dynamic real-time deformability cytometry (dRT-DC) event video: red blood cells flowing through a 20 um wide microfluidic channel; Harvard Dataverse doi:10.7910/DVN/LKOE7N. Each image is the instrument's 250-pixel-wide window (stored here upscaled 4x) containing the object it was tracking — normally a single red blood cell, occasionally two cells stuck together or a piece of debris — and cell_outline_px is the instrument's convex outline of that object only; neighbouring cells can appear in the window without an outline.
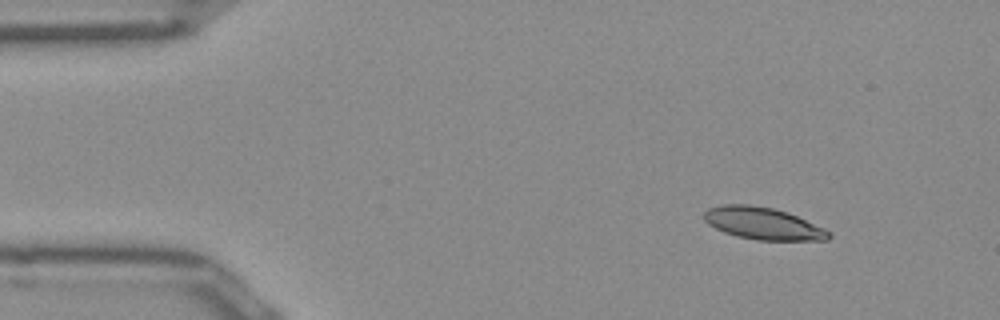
{"species": "Egyptian fruit bat (a non-hibernating species)", "species_latin": "Rousettus aegyptiacus", "temperature_condition": "room temperature", "stored_images_in_passage": 47, "segment_of_instrument_passage": [1, 2], "camera_frame_rate_fps": 3000, "um_per_image_px": 0.085, "frame": {"image": 1, "passage_image": 1, "time_ms": 0.0, "image_size_px": [1000, 320], "cell_outline_px": [[832, 236], [828, 240], [756, 240], [736, 236], [724, 232], [708, 224], [704, 220], [704, 212], [708, 208], [720, 204], [748, 204], [772, 208], [788, 212], [824, 228], [832, 232]], "centroid_in_image_um": [64.85, 18.99], "position_along_channel_um": 20.1, "area_um2": 23.47}}
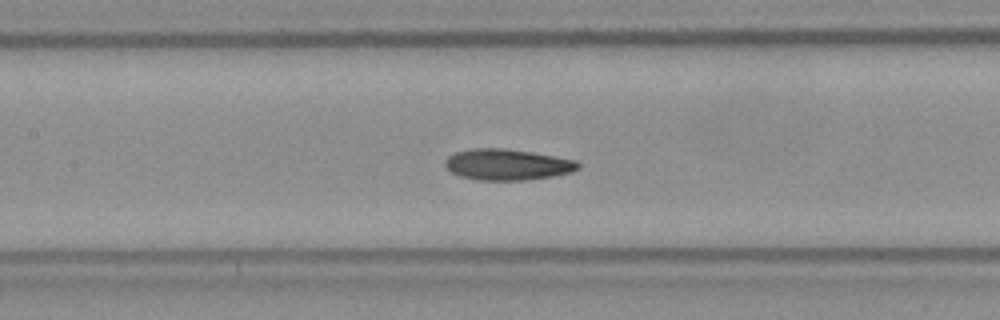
{"frame": {"image": 2, "passage_image": 18, "time_ms": 5.667, "image_size_px": [1000, 320], "cell_outline_px": [[580, 168], [572, 172], [552, 176], [528, 180], [476, 180], [460, 176], [452, 172], [444, 164], [444, 160], [448, 156], [456, 152], [472, 148], [504, 148], [532, 152], [556, 156], [576, 160], [580, 164]], "centroid_in_image_um": [43.13, 13.98], "position_along_channel_um": 164.3, "area_um2": 24.22}}
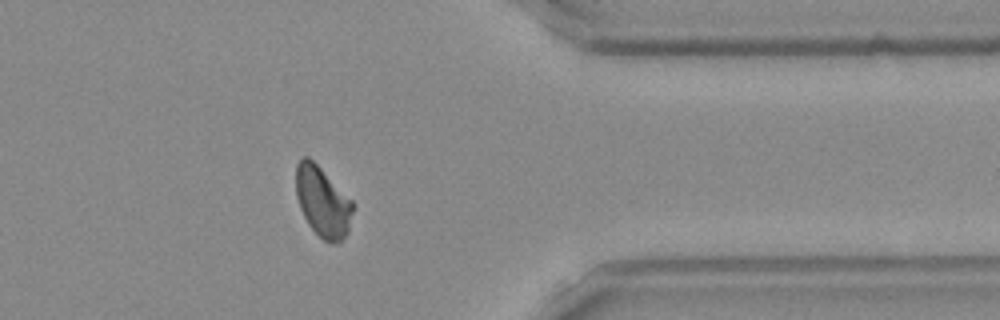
{"frame": {"image": 3, "passage_image": 36, "time_ms": 11.667, "image_size_px": [1000, 320], "cell_outline_px": [[352, 212], [348, 232], [336, 244], [332, 244], [324, 240], [308, 224], [300, 208], [296, 196], [296, 164], [304, 156], [308, 156], [352, 200]], "centroid_in_image_um": [27.4, 17.15], "position_along_channel_um": 384.0, "area_um2": 22.89}}